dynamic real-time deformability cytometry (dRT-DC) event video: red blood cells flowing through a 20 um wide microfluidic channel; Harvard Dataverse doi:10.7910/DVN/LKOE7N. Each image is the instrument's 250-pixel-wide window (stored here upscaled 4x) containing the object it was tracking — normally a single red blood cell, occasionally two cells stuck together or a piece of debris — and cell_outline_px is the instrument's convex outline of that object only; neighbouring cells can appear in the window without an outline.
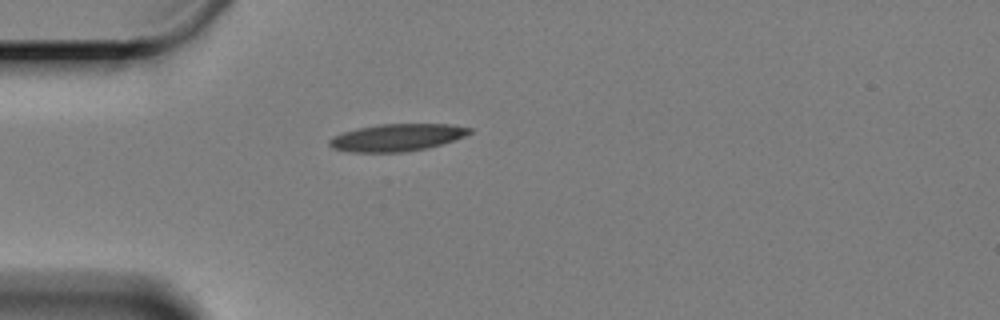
{"species": "Egyptian fruit bat (a non-hibernating species)", "species_latin": "Rousettus aegyptiacus", "temperature_condition": "cold", "stored_images_in_passage": 45, "camera_frame_rate_fps": 3000, "um_per_image_px": 0.085, "animal": {"sex": "female"}, "frame": {"image": 1, "passage_image": 1, "time_ms": 0.0, "image_size_px": [1000, 320], "cell_outline_px": [[472, 132], [464, 136], [428, 148], [404, 152], [352, 152], [332, 148], [328, 144], [328, 140], [344, 132], [360, 128], [380, 124], [448, 124], [472, 128]], "centroid_in_image_um": [33.75, 11.69], "position_along_channel_um": 51.3, "area_um2": 21.96}}
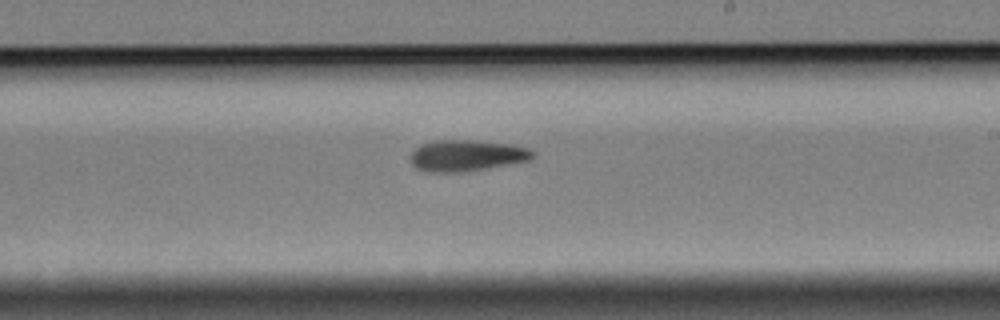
{"frame": {"image": 2, "passage_image": 20, "time_ms": 6.333, "image_size_px": [1000, 320], "cell_outline_px": [[532, 156], [528, 160], [488, 168], [460, 172], [424, 172], [416, 168], [412, 164], [412, 152], [420, 144], [436, 140], [468, 140], [508, 144], [528, 148], [532, 152]], "centroid_in_image_um": [39.6, 13.23], "position_along_channel_um": 249.4, "area_um2": 21.91}}
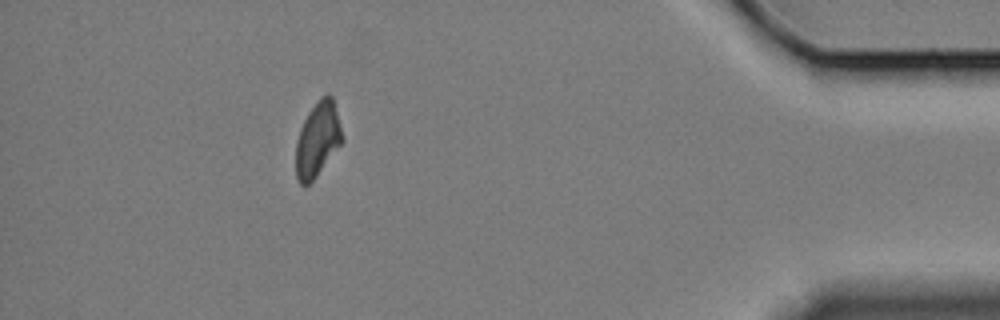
{"frame": {"image": 3, "passage_image": 39, "time_ms": 12.667, "image_size_px": [1000, 320], "cell_outline_px": [[344, 140], [316, 176], [308, 184], [300, 184], [296, 176], [296, 140], [300, 128], [308, 112], [320, 96], [328, 92], [332, 96]], "centroid_in_image_um": [26.99, 11.81], "position_along_channel_um": 408.2, "area_um2": 20.0}, "authors_computed_cell_mechanics": {"area_um2": 21.3282, "velocity_mm_per_s": 3.2885, "shape_relaxation_time_tau1_ms": 9.8399, "shape_relaxation_time_tau2_ms": null, "deformation_change_tau1": 0.2112, "deformation_change_tau2": null}}